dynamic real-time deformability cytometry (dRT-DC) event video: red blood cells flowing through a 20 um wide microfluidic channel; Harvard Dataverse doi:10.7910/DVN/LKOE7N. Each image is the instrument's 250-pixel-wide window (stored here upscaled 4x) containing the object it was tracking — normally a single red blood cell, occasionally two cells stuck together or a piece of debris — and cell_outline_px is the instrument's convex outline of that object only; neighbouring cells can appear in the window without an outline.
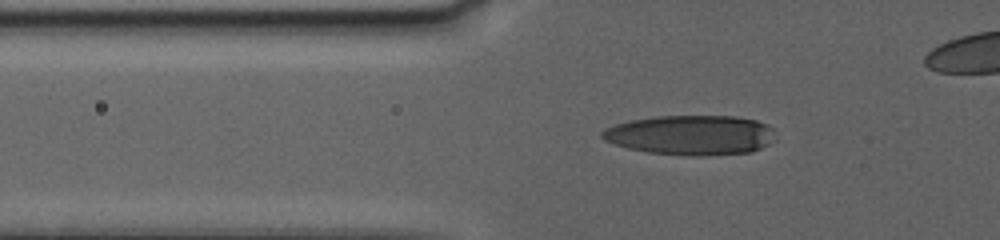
{"species": "human", "species_latin": "Homo sapiens", "temperature_condition": "warm", "stored_images_in_passage": 14, "camera_frame_rate_fps": 3000, "um_per_image_px": 0.085, "donor": {"sex": "female"}, "frame": {"image": 1, "passage_image": 3, "time_ms": 0.333, "image_size_px": [1000, 240], "cell_outline_px": [[776, 140], [760, 148], [748, 152], [700, 156], [692, 156], [648, 152], [628, 148], [604, 140], [600, 136], [600, 132], [604, 128], [616, 124], [632, 120], [656, 116], [736, 116], [756, 120], [768, 124], [772, 128]], "centroid_in_image_um": [58.73, 11.47], "position_along_channel_um": 67.1, "area_um2": 40.23}}